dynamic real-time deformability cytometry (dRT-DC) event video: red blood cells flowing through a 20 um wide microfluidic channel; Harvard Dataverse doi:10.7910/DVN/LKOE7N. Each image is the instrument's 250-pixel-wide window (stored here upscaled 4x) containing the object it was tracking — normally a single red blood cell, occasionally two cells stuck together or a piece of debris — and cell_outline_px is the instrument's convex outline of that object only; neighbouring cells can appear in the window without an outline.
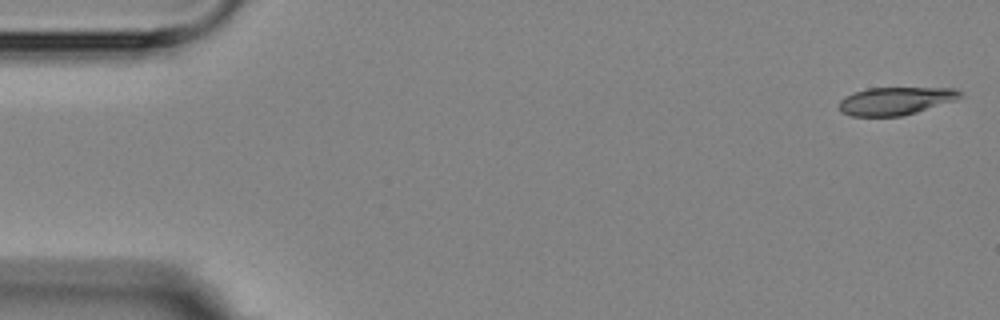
{"species": "Egyptian fruit bat (a non-hibernating species)", "species_latin": "Rousettus aegyptiacus", "temperature_condition": "room temperature", "stored_images_in_passage": 6, "camera_frame_rate_fps": 3000, "um_per_image_px": 0.085, "animal": {"sex": "female"}, "frame": {"image": 1, "passage_image": 1, "time_ms": 0.0, "image_size_px": [1000, 320], "cell_outline_px": [[964, 96], [956, 100], [916, 112], [900, 116], [852, 116], [840, 112], [840, 100], [844, 96], [852, 92], [868, 88], [956, 88], [964, 92]], "centroid_in_image_um": [76.14, 8.57], "position_along_channel_um": 8.9, "area_um2": 19.77}}